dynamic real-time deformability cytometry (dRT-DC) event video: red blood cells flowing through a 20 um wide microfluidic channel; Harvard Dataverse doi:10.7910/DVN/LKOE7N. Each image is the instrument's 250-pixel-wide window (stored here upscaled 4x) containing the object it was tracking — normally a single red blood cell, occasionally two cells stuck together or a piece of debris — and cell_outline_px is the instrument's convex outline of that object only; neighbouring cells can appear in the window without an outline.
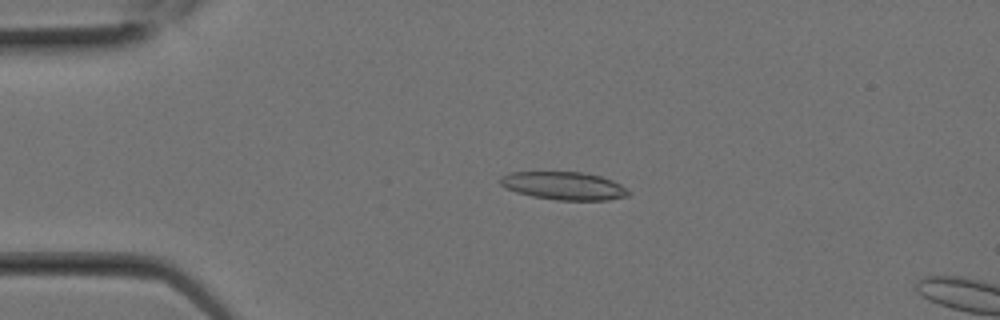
{"species": "Egyptian fruit bat (a non-hibernating species)", "species_latin": "Rousettus aegyptiacus", "temperature_condition": "room temperature", "stored_images_in_passage": 2, "camera_frame_rate_fps": 3000, "um_per_image_px": 0.085, "animal": {"sex": "female"}, "frame": {"image": 1, "passage_image": 2, "time_ms": 0.333, "image_size_px": [1000, 320], "cell_outline_px": [[632, 192], [628, 196], [608, 200], [556, 200], [532, 196], [516, 192], [504, 188], [500, 184], [500, 176], [508, 172], [580, 172], [600, 176], [612, 180], [628, 188]], "centroid_in_image_um": [47.93, 15.79], "position_along_channel_um": 37.1, "area_um2": 21.1}}